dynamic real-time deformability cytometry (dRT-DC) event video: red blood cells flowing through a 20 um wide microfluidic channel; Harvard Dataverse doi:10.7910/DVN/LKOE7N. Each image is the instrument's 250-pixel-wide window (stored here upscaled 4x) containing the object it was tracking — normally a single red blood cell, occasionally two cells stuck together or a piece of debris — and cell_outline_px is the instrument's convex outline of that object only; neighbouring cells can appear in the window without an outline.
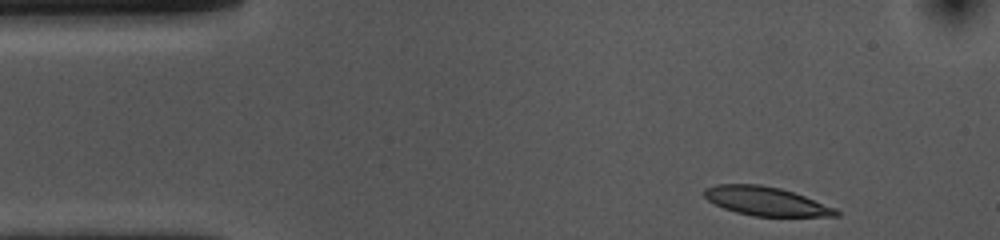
{"species": "common noctule bat (a hibernating species)", "species_latin": "Nyctalus noctula", "temperature_condition": "cold", "stored_images_in_passage": 38, "camera_frame_rate_fps": 3000, "um_per_image_px": 0.085, "animal": {"sex": "female", "body_mass_g": 10.0, "forearm_length_mm": 53.1}, "frame": {"image": 1, "passage_image": 1, "time_ms": 0.0, "image_size_px": [1000, 240], "cell_outline_px": [[840, 216], [752, 216], [736, 212], [724, 208], [708, 200], [704, 196], [704, 188], [716, 184], [760, 184], [780, 188], [804, 196], [836, 208], [840, 212]], "centroid_in_image_um": [65.1, 17.1], "position_along_channel_um": 19.9, "area_um2": 22.02}}
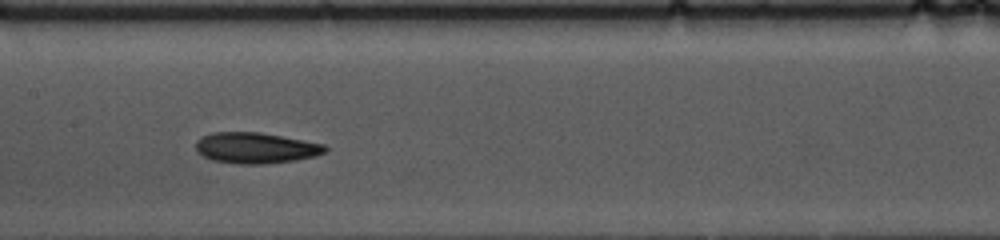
{"frame": {"image": 2, "passage_image": 20, "time_ms": 6.333, "image_size_px": [1000, 240], "cell_outline_px": [[328, 148], [324, 152], [316, 156], [296, 160], [260, 164], [236, 164], [212, 160], [196, 152], [196, 140], [212, 132], [260, 132], [304, 140], [324, 144]], "centroid_in_image_um": [21.72, 12.57], "position_along_channel_um": 185.7, "area_um2": 23.29}}
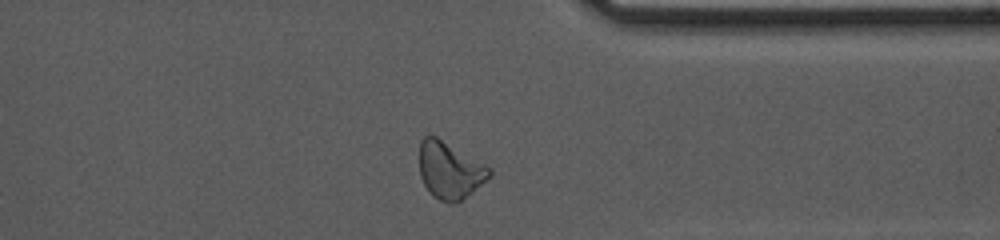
{"frame": {"image": 3, "passage_image": 36, "time_ms": 11.667, "image_size_px": [1000, 240], "cell_outline_px": [[492, 176], [456, 204], [452, 204], [440, 200], [432, 196], [424, 184], [420, 176], [420, 140], [424, 136], [436, 136], [492, 168]], "centroid_in_image_um": [38.24, 14.49], "position_along_channel_um": 373.2, "area_um2": 23.18}, "authors_computed_cell_mechanics": {"area_um2": 22.4264, "velocity_mm_per_s": 3.6517, "shape_relaxation_time_tau1_ms": 3.7821, "shape_relaxation_time_tau2_ms": 5.0286, "deformation_change_tau1": 0.1494, "deformation_change_tau2": 0.145}}